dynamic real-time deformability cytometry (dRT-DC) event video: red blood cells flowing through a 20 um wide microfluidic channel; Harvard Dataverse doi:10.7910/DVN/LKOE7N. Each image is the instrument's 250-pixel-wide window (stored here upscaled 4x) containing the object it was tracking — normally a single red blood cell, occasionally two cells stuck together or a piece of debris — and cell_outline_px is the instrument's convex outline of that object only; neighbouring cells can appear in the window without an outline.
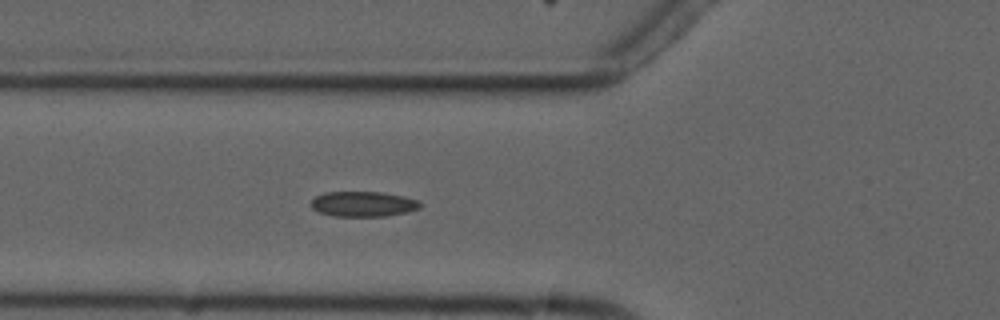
{"species": "common noctule bat (a hibernating species)", "species_latin": "Nyctalus noctula", "temperature_condition": "cold", "stored_images_in_passage": 2, "camera_frame_rate_fps": 3000, "um_per_image_px": 0.085, "animal": {"sex": "male", "forearm_length_mm": 52.5}, "frame": {"image": 1, "passage_image": 2, "time_ms": 1.0, "image_size_px": [1000, 320], "cell_outline_px": [[420, 208], [404, 212], [384, 216], [332, 216], [320, 212], [312, 208], [312, 200], [316, 196], [324, 192], [380, 192], [404, 196], [416, 200], [420, 204]], "centroid_in_image_um": [30.84, 17.33], "position_along_channel_um": 95.0, "area_um2": 15.78}}